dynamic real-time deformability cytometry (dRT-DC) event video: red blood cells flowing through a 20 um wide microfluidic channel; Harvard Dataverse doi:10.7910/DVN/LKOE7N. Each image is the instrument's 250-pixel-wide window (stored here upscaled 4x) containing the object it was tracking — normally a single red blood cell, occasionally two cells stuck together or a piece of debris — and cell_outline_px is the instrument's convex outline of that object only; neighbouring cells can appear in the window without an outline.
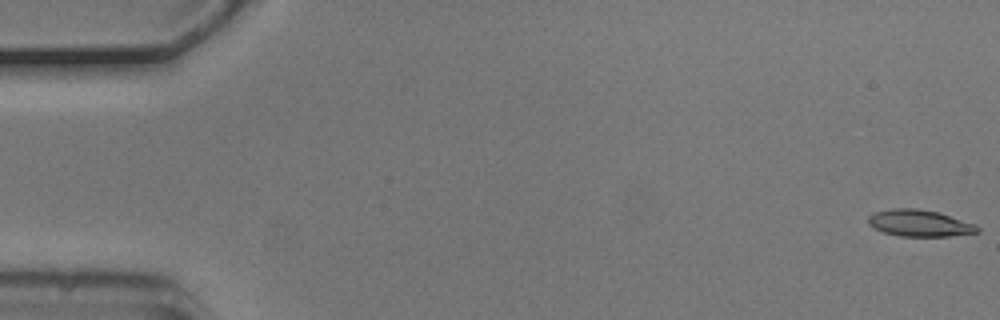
{"species": "common noctule bat (a hibernating species)", "species_latin": "Nyctalus noctula", "temperature_condition": "cold", "stored_images_in_passage": 55, "camera_frame_rate_fps": 3000, "um_per_image_px": 0.085, "animal": {"sex": "male", "body_mass_g": 20.5, "forearm_length_mm": 52.5}, "frame": {"image": 1, "passage_image": 1, "time_ms": 0.0, "image_size_px": [1000, 320], "cell_outline_px": [[980, 232], [948, 236], [900, 236], [884, 232], [872, 228], [868, 224], [868, 216], [872, 212], [892, 208], [916, 208], [936, 212], [976, 224], [980, 228]], "centroid_in_image_um": [78.12, 18.97], "position_along_channel_um": 6.9, "area_um2": 16.99}}
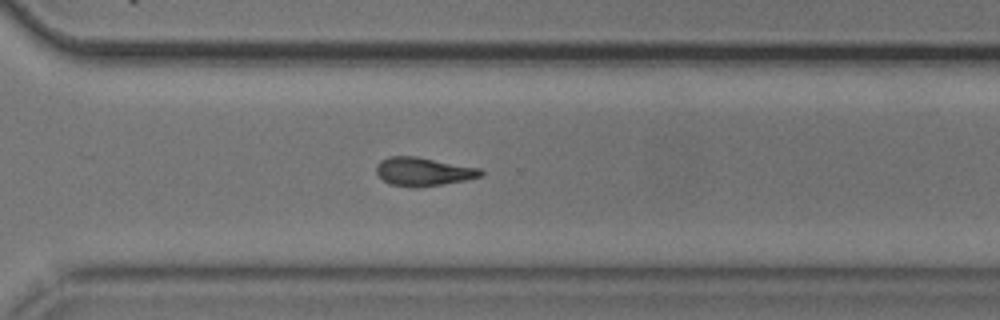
{"frame": {"image": 2, "passage_image": 39, "time_ms": 12.667, "image_size_px": [1000, 320], "cell_outline_px": [[484, 172], [480, 176], [464, 180], [420, 188], [416, 188], [388, 184], [376, 172], [376, 164], [380, 160], [388, 156], [416, 156], [480, 168]], "centroid_in_image_um": [35.94, 14.58], "position_along_channel_um": 334.7, "area_um2": 17.4}}
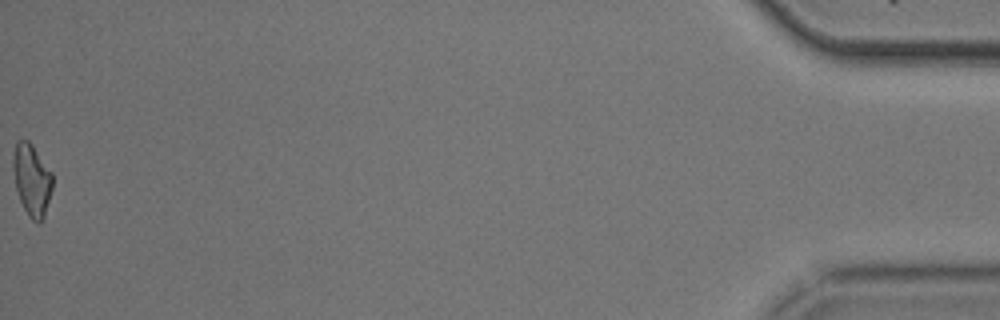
{"frame": {"image": 3, "passage_image": 55, "time_ms": 18.0, "image_size_px": [1000, 320], "cell_outline_px": [[52, 188], [44, 216], [40, 224], [36, 224], [28, 216], [20, 200], [16, 188], [12, 168], [12, 156], [16, 140], [28, 140], [32, 144], [52, 172]], "centroid_in_image_um": [2.69, 15.28], "position_along_channel_um": 432.5, "area_um2": 16.65}, "authors_computed_cell_mechanics": {"area_um2": 17.2244, "velocity_mm_per_s": 3.7248, "shape_relaxation_time_tau1_ms": 4.5151, "shape_relaxation_time_tau2_ms": null, "deformation_change_tau1": 0.1823, "deformation_change_tau2": null}}